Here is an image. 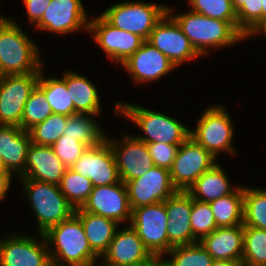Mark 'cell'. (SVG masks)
<instances>
[{"label": "cell", "mask_w": 266, "mask_h": 266, "mask_svg": "<svg viewBox=\"0 0 266 266\" xmlns=\"http://www.w3.org/2000/svg\"><path fill=\"white\" fill-rule=\"evenodd\" d=\"M43 235L47 245L56 249V253L49 252L52 266H95L96 259L100 258L91 249L82 222L75 213Z\"/></svg>", "instance_id": "cell-1"}, {"label": "cell", "mask_w": 266, "mask_h": 266, "mask_svg": "<svg viewBox=\"0 0 266 266\" xmlns=\"http://www.w3.org/2000/svg\"><path fill=\"white\" fill-rule=\"evenodd\" d=\"M12 20L0 17V66L4 75L40 73L39 49Z\"/></svg>", "instance_id": "cell-2"}, {"label": "cell", "mask_w": 266, "mask_h": 266, "mask_svg": "<svg viewBox=\"0 0 266 266\" xmlns=\"http://www.w3.org/2000/svg\"><path fill=\"white\" fill-rule=\"evenodd\" d=\"M171 12L172 9L167 8V13L201 56L208 53L207 48H222L246 38L231 22L212 19L193 11L179 15L170 14Z\"/></svg>", "instance_id": "cell-3"}, {"label": "cell", "mask_w": 266, "mask_h": 266, "mask_svg": "<svg viewBox=\"0 0 266 266\" xmlns=\"http://www.w3.org/2000/svg\"><path fill=\"white\" fill-rule=\"evenodd\" d=\"M115 114L121 113L143 130L146 136L136 137L148 143L181 145L189 136L190 129L178 120L134 104L118 103Z\"/></svg>", "instance_id": "cell-4"}, {"label": "cell", "mask_w": 266, "mask_h": 266, "mask_svg": "<svg viewBox=\"0 0 266 266\" xmlns=\"http://www.w3.org/2000/svg\"><path fill=\"white\" fill-rule=\"evenodd\" d=\"M22 181L31 200L35 218L38 220L39 234L45 233L50 227L75 213L76 209L67 201L59 185L34 179H22Z\"/></svg>", "instance_id": "cell-5"}, {"label": "cell", "mask_w": 266, "mask_h": 266, "mask_svg": "<svg viewBox=\"0 0 266 266\" xmlns=\"http://www.w3.org/2000/svg\"><path fill=\"white\" fill-rule=\"evenodd\" d=\"M167 8L146 2H123L112 5L101 16L115 28L148 40L155 25L167 13Z\"/></svg>", "instance_id": "cell-6"}, {"label": "cell", "mask_w": 266, "mask_h": 266, "mask_svg": "<svg viewBox=\"0 0 266 266\" xmlns=\"http://www.w3.org/2000/svg\"><path fill=\"white\" fill-rule=\"evenodd\" d=\"M229 117L224 107L211 106L201 115L196 130H190L189 137L209 151L215 158L221 151H229L235 155V150L231 144L233 127Z\"/></svg>", "instance_id": "cell-7"}, {"label": "cell", "mask_w": 266, "mask_h": 266, "mask_svg": "<svg viewBox=\"0 0 266 266\" xmlns=\"http://www.w3.org/2000/svg\"><path fill=\"white\" fill-rule=\"evenodd\" d=\"M132 229L151 254L164 255L169 251L168 216L165 201L132 209Z\"/></svg>", "instance_id": "cell-8"}, {"label": "cell", "mask_w": 266, "mask_h": 266, "mask_svg": "<svg viewBox=\"0 0 266 266\" xmlns=\"http://www.w3.org/2000/svg\"><path fill=\"white\" fill-rule=\"evenodd\" d=\"M215 157L188 137L177 151L169 170L172 183L178 191H188L195 181L215 164Z\"/></svg>", "instance_id": "cell-9"}, {"label": "cell", "mask_w": 266, "mask_h": 266, "mask_svg": "<svg viewBox=\"0 0 266 266\" xmlns=\"http://www.w3.org/2000/svg\"><path fill=\"white\" fill-rule=\"evenodd\" d=\"M40 73L6 75L0 81V125L21 128L25 104L36 87Z\"/></svg>", "instance_id": "cell-10"}, {"label": "cell", "mask_w": 266, "mask_h": 266, "mask_svg": "<svg viewBox=\"0 0 266 266\" xmlns=\"http://www.w3.org/2000/svg\"><path fill=\"white\" fill-rule=\"evenodd\" d=\"M70 168L90 179L93 187L121 182L114 152L107 138L94 146H89Z\"/></svg>", "instance_id": "cell-11"}, {"label": "cell", "mask_w": 266, "mask_h": 266, "mask_svg": "<svg viewBox=\"0 0 266 266\" xmlns=\"http://www.w3.org/2000/svg\"><path fill=\"white\" fill-rule=\"evenodd\" d=\"M125 184L131 209L164 202L178 191L172 183L170 171L155 165L143 176Z\"/></svg>", "instance_id": "cell-12"}, {"label": "cell", "mask_w": 266, "mask_h": 266, "mask_svg": "<svg viewBox=\"0 0 266 266\" xmlns=\"http://www.w3.org/2000/svg\"><path fill=\"white\" fill-rule=\"evenodd\" d=\"M147 41L162 52L176 67L184 61L200 56L168 13L155 25Z\"/></svg>", "instance_id": "cell-13"}, {"label": "cell", "mask_w": 266, "mask_h": 266, "mask_svg": "<svg viewBox=\"0 0 266 266\" xmlns=\"http://www.w3.org/2000/svg\"><path fill=\"white\" fill-rule=\"evenodd\" d=\"M88 31L107 56L118 63L125 62L145 41L137 34L123 31L109 24L101 15L89 21Z\"/></svg>", "instance_id": "cell-14"}, {"label": "cell", "mask_w": 266, "mask_h": 266, "mask_svg": "<svg viewBox=\"0 0 266 266\" xmlns=\"http://www.w3.org/2000/svg\"><path fill=\"white\" fill-rule=\"evenodd\" d=\"M84 211L116 221L130 220L132 209L129 203L126 184L93 187L88 200L81 207Z\"/></svg>", "instance_id": "cell-15"}, {"label": "cell", "mask_w": 266, "mask_h": 266, "mask_svg": "<svg viewBox=\"0 0 266 266\" xmlns=\"http://www.w3.org/2000/svg\"><path fill=\"white\" fill-rule=\"evenodd\" d=\"M40 243L33 237L14 235L0 242V266H52L43 234ZM49 250H48V249ZM48 250V251H47Z\"/></svg>", "instance_id": "cell-16"}, {"label": "cell", "mask_w": 266, "mask_h": 266, "mask_svg": "<svg viewBox=\"0 0 266 266\" xmlns=\"http://www.w3.org/2000/svg\"><path fill=\"white\" fill-rule=\"evenodd\" d=\"M107 142L114 152L119 176L124 183L143 176L154 166L147 144L136 136L126 135L121 144L108 139Z\"/></svg>", "instance_id": "cell-17"}, {"label": "cell", "mask_w": 266, "mask_h": 266, "mask_svg": "<svg viewBox=\"0 0 266 266\" xmlns=\"http://www.w3.org/2000/svg\"><path fill=\"white\" fill-rule=\"evenodd\" d=\"M81 0H51L41 20L39 29L67 34L84 27L88 30L89 21Z\"/></svg>", "instance_id": "cell-18"}, {"label": "cell", "mask_w": 266, "mask_h": 266, "mask_svg": "<svg viewBox=\"0 0 266 266\" xmlns=\"http://www.w3.org/2000/svg\"><path fill=\"white\" fill-rule=\"evenodd\" d=\"M165 209L169 251L176 246L198 242L193 238L191 228L192 196L187 191H177L165 201Z\"/></svg>", "instance_id": "cell-19"}, {"label": "cell", "mask_w": 266, "mask_h": 266, "mask_svg": "<svg viewBox=\"0 0 266 266\" xmlns=\"http://www.w3.org/2000/svg\"><path fill=\"white\" fill-rule=\"evenodd\" d=\"M122 65L138 83L157 80L176 68L162 52L147 40Z\"/></svg>", "instance_id": "cell-20"}, {"label": "cell", "mask_w": 266, "mask_h": 266, "mask_svg": "<svg viewBox=\"0 0 266 266\" xmlns=\"http://www.w3.org/2000/svg\"><path fill=\"white\" fill-rule=\"evenodd\" d=\"M67 166L53 152L51 146L31 144L21 179H34L59 185Z\"/></svg>", "instance_id": "cell-21"}, {"label": "cell", "mask_w": 266, "mask_h": 266, "mask_svg": "<svg viewBox=\"0 0 266 266\" xmlns=\"http://www.w3.org/2000/svg\"><path fill=\"white\" fill-rule=\"evenodd\" d=\"M151 255L130 226L115 232L107 251L102 256L104 263L99 266H131L144 261Z\"/></svg>", "instance_id": "cell-22"}, {"label": "cell", "mask_w": 266, "mask_h": 266, "mask_svg": "<svg viewBox=\"0 0 266 266\" xmlns=\"http://www.w3.org/2000/svg\"><path fill=\"white\" fill-rule=\"evenodd\" d=\"M32 144L28 131L13 125H0V158L10 174L25 172L27 152Z\"/></svg>", "instance_id": "cell-23"}, {"label": "cell", "mask_w": 266, "mask_h": 266, "mask_svg": "<svg viewBox=\"0 0 266 266\" xmlns=\"http://www.w3.org/2000/svg\"><path fill=\"white\" fill-rule=\"evenodd\" d=\"M244 225L218 227L199 240L213 260L242 262Z\"/></svg>", "instance_id": "cell-24"}, {"label": "cell", "mask_w": 266, "mask_h": 266, "mask_svg": "<svg viewBox=\"0 0 266 266\" xmlns=\"http://www.w3.org/2000/svg\"><path fill=\"white\" fill-rule=\"evenodd\" d=\"M75 214L82 222L91 249L101 259L107 251L119 224L114 220L86 212L81 207L76 208Z\"/></svg>", "instance_id": "cell-25"}, {"label": "cell", "mask_w": 266, "mask_h": 266, "mask_svg": "<svg viewBox=\"0 0 266 266\" xmlns=\"http://www.w3.org/2000/svg\"><path fill=\"white\" fill-rule=\"evenodd\" d=\"M62 79L66 82L76 113H85L93 116L100 113V98L96 87L90 80L74 72H67Z\"/></svg>", "instance_id": "cell-26"}, {"label": "cell", "mask_w": 266, "mask_h": 266, "mask_svg": "<svg viewBox=\"0 0 266 266\" xmlns=\"http://www.w3.org/2000/svg\"><path fill=\"white\" fill-rule=\"evenodd\" d=\"M229 185L224 169L216 163L210 170L203 173L187 192L197 201L210 203L232 194L235 189H231Z\"/></svg>", "instance_id": "cell-27"}, {"label": "cell", "mask_w": 266, "mask_h": 266, "mask_svg": "<svg viewBox=\"0 0 266 266\" xmlns=\"http://www.w3.org/2000/svg\"><path fill=\"white\" fill-rule=\"evenodd\" d=\"M217 227L243 224L244 187L240 186L232 194L209 203Z\"/></svg>", "instance_id": "cell-28"}, {"label": "cell", "mask_w": 266, "mask_h": 266, "mask_svg": "<svg viewBox=\"0 0 266 266\" xmlns=\"http://www.w3.org/2000/svg\"><path fill=\"white\" fill-rule=\"evenodd\" d=\"M42 70L37 86L45 93L53 114L70 116L76 114L74 104L68 93L66 82L63 79L43 78Z\"/></svg>", "instance_id": "cell-29"}, {"label": "cell", "mask_w": 266, "mask_h": 266, "mask_svg": "<svg viewBox=\"0 0 266 266\" xmlns=\"http://www.w3.org/2000/svg\"><path fill=\"white\" fill-rule=\"evenodd\" d=\"M64 137L85 143L88 147L102 142L106 136L96 122L85 113H76L68 116L66 127L63 131Z\"/></svg>", "instance_id": "cell-30"}, {"label": "cell", "mask_w": 266, "mask_h": 266, "mask_svg": "<svg viewBox=\"0 0 266 266\" xmlns=\"http://www.w3.org/2000/svg\"><path fill=\"white\" fill-rule=\"evenodd\" d=\"M242 264L266 266V230L244 226Z\"/></svg>", "instance_id": "cell-31"}, {"label": "cell", "mask_w": 266, "mask_h": 266, "mask_svg": "<svg viewBox=\"0 0 266 266\" xmlns=\"http://www.w3.org/2000/svg\"><path fill=\"white\" fill-rule=\"evenodd\" d=\"M60 191L67 201L76 209L84 205L92 192L91 180L67 168L59 184Z\"/></svg>", "instance_id": "cell-32"}, {"label": "cell", "mask_w": 266, "mask_h": 266, "mask_svg": "<svg viewBox=\"0 0 266 266\" xmlns=\"http://www.w3.org/2000/svg\"><path fill=\"white\" fill-rule=\"evenodd\" d=\"M243 225L266 230V190L244 188Z\"/></svg>", "instance_id": "cell-33"}, {"label": "cell", "mask_w": 266, "mask_h": 266, "mask_svg": "<svg viewBox=\"0 0 266 266\" xmlns=\"http://www.w3.org/2000/svg\"><path fill=\"white\" fill-rule=\"evenodd\" d=\"M51 114L53 111L45 93L36 85L25 104L21 129L28 131L34 125L45 121Z\"/></svg>", "instance_id": "cell-34"}, {"label": "cell", "mask_w": 266, "mask_h": 266, "mask_svg": "<svg viewBox=\"0 0 266 266\" xmlns=\"http://www.w3.org/2000/svg\"><path fill=\"white\" fill-rule=\"evenodd\" d=\"M67 121L68 116L51 114L45 121L28 130L32 143L51 146L63 135Z\"/></svg>", "instance_id": "cell-35"}, {"label": "cell", "mask_w": 266, "mask_h": 266, "mask_svg": "<svg viewBox=\"0 0 266 266\" xmlns=\"http://www.w3.org/2000/svg\"><path fill=\"white\" fill-rule=\"evenodd\" d=\"M172 255L166 260L168 266H211L213 258L207 250L198 243L176 246L167 252Z\"/></svg>", "instance_id": "cell-36"}, {"label": "cell", "mask_w": 266, "mask_h": 266, "mask_svg": "<svg viewBox=\"0 0 266 266\" xmlns=\"http://www.w3.org/2000/svg\"><path fill=\"white\" fill-rule=\"evenodd\" d=\"M193 12L231 22L238 29L237 13L231 0H189Z\"/></svg>", "instance_id": "cell-37"}, {"label": "cell", "mask_w": 266, "mask_h": 266, "mask_svg": "<svg viewBox=\"0 0 266 266\" xmlns=\"http://www.w3.org/2000/svg\"><path fill=\"white\" fill-rule=\"evenodd\" d=\"M191 228L193 238L196 241L201 240L218 228L209 203L197 201L192 198Z\"/></svg>", "instance_id": "cell-38"}, {"label": "cell", "mask_w": 266, "mask_h": 266, "mask_svg": "<svg viewBox=\"0 0 266 266\" xmlns=\"http://www.w3.org/2000/svg\"><path fill=\"white\" fill-rule=\"evenodd\" d=\"M237 13L238 30L247 34L262 20V0H231Z\"/></svg>", "instance_id": "cell-39"}, {"label": "cell", "mask_w": 266, "mask_h": 266, "mask_svg": "<svg viewBox=\"0 0 266 266\" xmlns=\"http://www.w3.org/2000/svg\"><path fill=\"white\" fill-rule=\"evenodd\" d=\"M51 148L57 157L70 168L82 156L88 146L83 142L74 140V138L62 135L51 145Z\"/></svg>", "instance_id": "cell-40"}, {"label": "cell", "mask_w": 266, "mask_h": 266, "mask_svg": "<svg viewBox=\"0 0 266 266\" xmlns=\"http://www.w3.org/2000/svg\"><path fill=\"white\" fill-rule=\"evenodd\" d=\"M180 145L148 143L147 148L154 165L170 170Z\"/></svg>", "instance_id": "cell-41"}, {"label": "cell", "mask_w": 266, "mask_h": 266, "mask_svg": "<svg viewBox=\"0 0 266 266\" xmlns=\"http://www.w3.org/2000/svg\"><path fill=\"white\" fill-rule=\"evenodd\" d=\"M27 9V17L29 23L35 22L37 24L47 7L50 5L51 0H23Z\"/></svg>", "instance_id": "cell-42"}, {"label": "cell", "mask_w": 266, "mask_h": 266, "mask_svg": "<svg viewBox=\"0 0 266 266\" xmlns=\"http://www.w3.org/2000/svg\"><path fill=\"white\" fill-rule=\"evenodd\" d=\"M162 255L160 254H152L144 261H141L139 263H135L131 266H168L167 261H162Z\"/></svg>", "instance_id": "cell-43"}, {"label": "cell", "mask_w": 266, "mask_h": 266, "mask_svg": "<svg viewBox=\"0 0 266 266\" xmlns=\"http://www.w3.org/2000/svg\"><path fill=\"white\" fill-rule=\"evenodd\" d=\"M11 174L0 173V201L6 196L8 189L10 188Z\"/></svg>", "instance_id": "cell-44"}, {"label": "cell", "mask_w": 266, "mask_h": 266, "mask_svg": "<svg viewBox=\"0 0 266 266\" xmlns=\"http://www.w3.org/2000/svg\"><path fill=\"white\" fill-rule=\"evenodd\" d=\"M263 32L266 35V18L262 19L248 34L246 37L255 35L257 32ZM255 33V34H254ZM249 35V36H248Z\"/></svg>", "instance_id": "cell-45"}, {"label": "cell", "mask_w": 266, "mask_h": 266, "mask_svg": "<svg viewBox=\"0 0 266 266\" xmlns=\"http://www.w3.org/2000/svg\"><path fill=\"white\" fill-rule=\"evenodd\" d=\"M211 266H244L242 262L231 260H213Z\"/></svg>", "instance_id": "cell-46"}, {"label": "cell", "mask_w": 266, "mask_h": 266, "mask_svg": "<svg viewBox=\"0 0 266 266\" xmlns=\"http://www.w3.org/2000/svg\"><path fill=\"white\" fill-rule=\"evenodd\" d=\"M262 19L266 18V0H262Z\"/></svg>", "instance_id": "cell-47"}, {"label": "cell", "mask_w": 266, "mask_h": 266, "mask_svg": "<svg viewBox=\"0 0 266 266\" xmlns=\"http://www.w3.org/2000/svg\"><path fill=\"white\" fill-rule=\"evenodd\" d=\"M0 173H9L6 171L5 167L3 166L1 158H0Z\"/></svg>", "instance_id": "cell-48"}, {"label": "cell", "mask_w": 266, "mask_h": 266, "mask_svg": "<svg viewBox=\"0 0 266 266\" xmlns=\"http://www.w3.org/2000/svg\"><path fill=\"white\" fill-rule=\"evenodd\" d=\"M4 76H5L4 72H3V70H2V68L0 66V81L3 79Z\"/></svg>", "instance_id": "cell-49"}]
</instances>
